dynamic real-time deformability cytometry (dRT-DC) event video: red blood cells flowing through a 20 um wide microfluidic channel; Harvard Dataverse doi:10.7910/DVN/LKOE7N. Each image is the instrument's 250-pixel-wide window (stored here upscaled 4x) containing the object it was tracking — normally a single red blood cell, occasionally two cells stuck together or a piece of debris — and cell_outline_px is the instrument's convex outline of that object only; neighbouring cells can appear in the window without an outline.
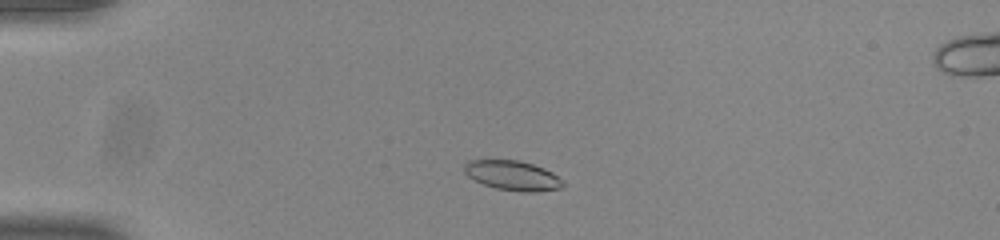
{"species": "common noctule bat (a hibernating species)", "species_latin": "Nyctalus noctula", "temperature_condition": "room temperature", "stored_images_in_passage": 46, "camera_frame_rate_fps": 3000, "um_per_image_px": 0.085, "animal": {"sex": "male", "body_mass_g": 20.0, "forearm_length_mm": 53.3}, "frame": {"image": 1, "passage_image": 6, "time_ms": 1.667, "image_size_px": [1000, 240], "cell_outline_px": [[564, 184], [560, 188], [536, 192], [524, 192], [496, 188], [484, 184], [468, 176], [464, 172], [464, 164], [468, 160], [520, 160], [544, 168], [552, 172], [564, 180]], "centroid_in_image_um": [43.59, 14.91], "position_along_channel_um": 41.4, "area_um2": 17.05}}
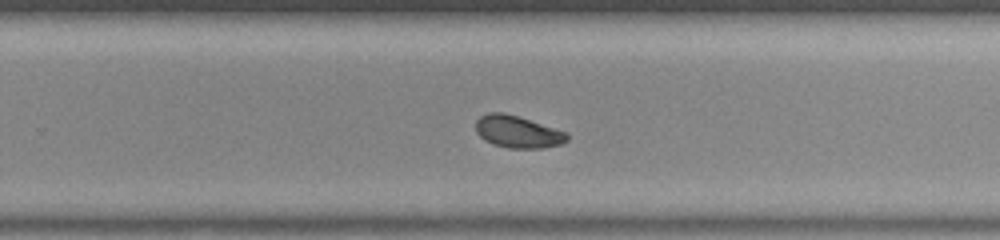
{"frame": {"image": 2, "passage_image": 28, "time_ms": 9.0, "image_size_px": [1000, 240], "cell_outline_px": [[568, 140], [560, 144], [544, 148], [508, 148], [492, 144], [484, 140], [476, 132], [476, 120], [480, 116], [488, 112], [504, 112], [568, 132]], "centroid_in_image_um": [43.99, 11.2], "position_along_channel_um": 285.8, "area_um2": 17.17}}
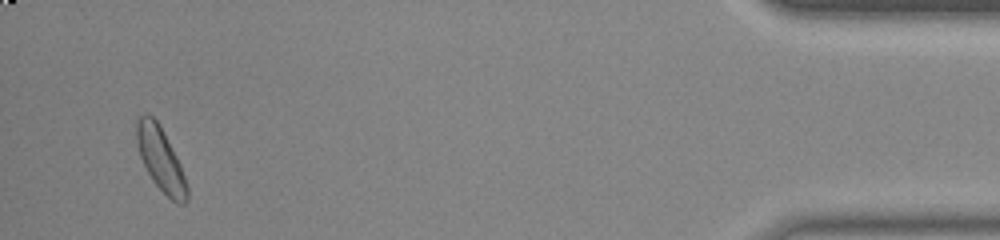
{"frame": {"image": 3, "passage_image": 44, "time_ms": 14.333, "image_size_px": [1000, 240], "cell_outline_px": [[188, 200], [184, 204], [176, 204], [152, 180], [140, 156], [136, 144], [136, 120], [140, 116], [152, 116], [156, 120], [164, 132], [180, 164], [188, 184]], "centroid_in_image_um": [13.67, 13.56], "position_along_channel_um": 421.5, "area_um2": 18.5}, "authors_computed_cell_mechanics": {"area_um2": 17.3978, "velocity_mm_per_s": 3.8603, "shape_relaxation_time_tau1_ms": 7.9169, "shape_relaxation_time_tau2_ms": 3.4011, "deformation_change_tau1": 0.157, "deformation_change_tau2": 0.0659}}